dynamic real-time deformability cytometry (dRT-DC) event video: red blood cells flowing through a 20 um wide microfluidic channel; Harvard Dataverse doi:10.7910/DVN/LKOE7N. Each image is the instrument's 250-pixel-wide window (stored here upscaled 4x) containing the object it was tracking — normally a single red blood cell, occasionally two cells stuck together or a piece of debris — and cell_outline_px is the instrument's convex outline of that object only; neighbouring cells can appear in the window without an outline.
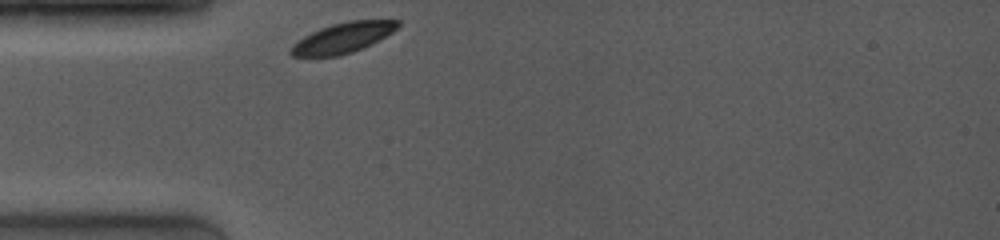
{"species": "common noctule bat (a hibernating species)", "species_latin": "Nyctalus noctula", "temperature_condition": "room temperature", "stored_images_in_passage": 27, "camera_frame_rate_fps": 4000, "um_per_image_px": 0.085, "animal": {"sex": "female", "body_mass_g": 19.0, "forearm_length_mm": 53.3}, "frame": {"image": 1, "passage_image": 1, "time_ms": 0.0, "image_size_px": [1000, 240], "cell_outline_px": [[400, 24], [392, 32], [372, 44], [364, 48], [340, 56], [292, 56], [288, 52], [292, 44], [304, 36], [320, 28], [332, 24], [348, 20], [400, 20]], "centroid_in_image_um": [29.13, 3.22], "position_along_channel_um": 55.9, "area_um2": 18.9}}
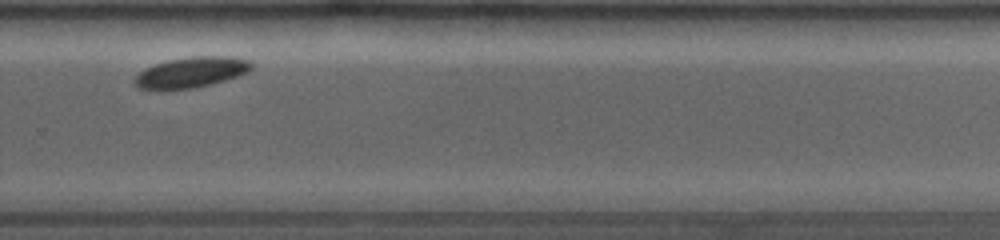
{"frame": {"image": 2, "passage_image": 19, "time_ms": 7.0, "image_size_px": [1000, 240], "cell_outline_px": [[256, 64], [252, 68], [236, 76], [224, 80], [192, 88], [160, 92], [156, 92], [136, 88], [132, 84], [132, 80], [144, 68], [168, 60], [192, 56], [228, 56], [252, 60]], "centroid_in_image_um": [16.16, 6.17], "position_along_channel_um": 313.6, "area_um2": 21.39}}
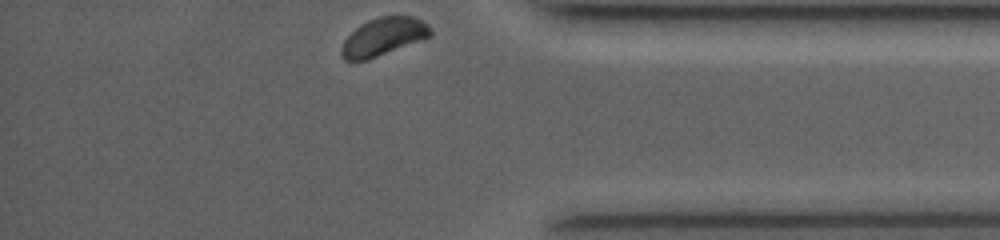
{"frame": {"image": 3, "passage_image": 27, "time_ms": 9.5, "image_size_px": [1000, 240], "cell_outline_px": [[432, 36], [368, 60], [344, 60], [340, 52], [340, 48], [344, 40], [356, 28], [368, 20], [380, 16], [412, 16], [428, 24], [432, 32]], "centroid_in_image_um": [32.59, 3.13], "position_along_channel_um": 402.6, "area_um2": 19.54}}